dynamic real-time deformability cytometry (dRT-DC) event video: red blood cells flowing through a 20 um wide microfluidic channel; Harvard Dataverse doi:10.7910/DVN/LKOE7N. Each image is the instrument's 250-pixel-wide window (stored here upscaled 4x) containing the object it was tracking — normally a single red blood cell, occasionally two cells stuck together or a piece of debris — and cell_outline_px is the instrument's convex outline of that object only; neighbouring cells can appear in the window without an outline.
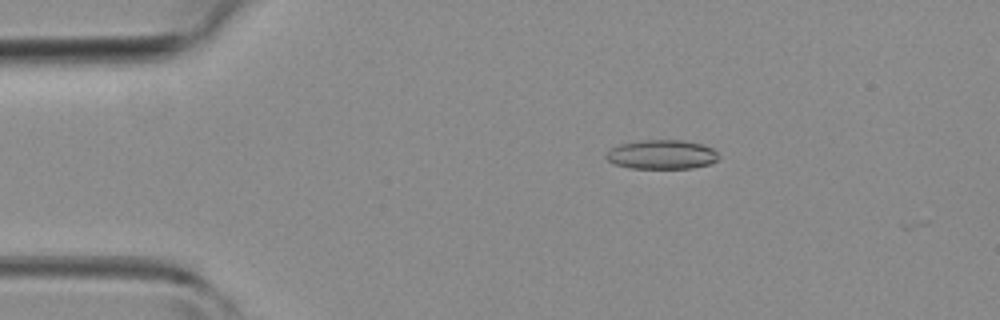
{"species": "common noctule bat (a hibernating species)", "species_latin": "Nyctalus noctula", "temperature_condition": "room temperature", "stored_images_in_passage": 4, "camera_frame_rate_fps": 3000, "um_per_image_px": 0.085, "animal": {"sex": "female", "body_mass_g": 19.3, "forearm_length_mm": 54.1}, "frame": {"image": 1, "passage_image": 2, "time_ms": 0.333, "image_size_px": [1000, 320], "cell_outline_px": [[720, 156], [716, 160], [708, 164], [692, 168], [628, 168], [616, 164], [608, 160], [604, 156], [612, 148], [620, 144], [644, 140], [684, 140], [704, 144], [712, 148]], "centroid_in_image_um": [56.27, 13.13], "position_along_channel_um": 28.7, "area_um2": 19.07}}